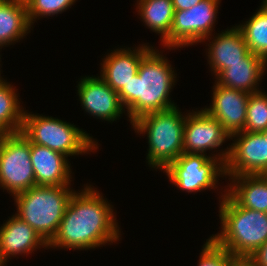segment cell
I'll return each mask as SVG.
<instances>
[{"label":"cell","instance_id":"1","mask_svg":"<svg viewBox=\"0 0 267 266\" xmlns=\"http://www.w3.org/2000/svg\"><path fill=\"white\" fill-rule=\"evenodd\" d=\"M102 196L91 185L75 191L48 249L87 250L118 241L121 234L114 209Z\"/></svg>","mask_w":267,"mask_h":266},{"label":"cell","instance_id":"2","mask_svg":"<svg viewBox=\"0 0 267 266\" xmlns=\"http://www.w3.org/2000/svg\"><path fill=\"white\" fill-rule=\"evenodd\" d=\"M152 48L140 61L136 74L119 92L130 123L151 112L176 107L169 98L177 78L168 59Z\"/></svg>","mask_w":267,"mask_h":266},{"label":"cell","instance_id":"3","mask_svg":"<svg viewBox=\"0 0 267 266\" xmlns=\"http://www.w3.org/2000/svg\"><path fill=\"white\" fill-rule=\"evenodd\" d=\"M221 192V232L211 238L232 256L249 257L267 241V213L240 206L227 192Z\"/></svg>","mask_w":267,"mask_h":266},{"label":"cell","instance_id":"4","mask_svg":"<svg viewBox=\"0 0 267 266\" xmlns=\"http://www.w3.org/2000/svg\"><path fill=\"white\" fill-rule=\"evenodd\" d=\"M70 186L35 185L14 195L18 217L28 223L49 244L75 190Z\"/></svg>","mask_w":267,"mask_h":266},{"label":"cell","instance_id":"5","mask_svg":"<svg viewBox=\"0 0 267 266\" xmlns=\"http://www.w3.org/2000/svg\"><path fill=\"white\" fill-rule=\"evenodd\" d=\"M178 107L142 115L132 126L137 134H147L148 165L164 170L183 153V136L186 114Z\"/></svg>","mask_w":267,"mask_h":266},{"label":"cell","instance_id":"6","mask_svg":"<svg viewBox=\"0 0 267 266\" xmlns=\"http://www.w3.org/2000/svg\"><path fill=\"white\" fill-rule=\"evenodd\" d=\"M30 143L45 146L65 156H75L98 149V142L75 125L58 118L24 111L20 132Z\"/></svg>","mask_w":267,"mask_h":266},{"label":"cell","instance_id":"7","mask_svg":"<svg viewBox=\"0 0 267 266\" xmlns=\"http://www.w3.org/2000/svg\"><path fill=\"white\" fill-rule=\"evenodd\" d=\"M224 151L213 156L183 152L163 173L166 172L173 185L188 193L217 188L218 177L225 176L230 148Z\"/></svg>","mask_w":267,"mask_h":266},{"label":"cell","instance_id":"8","mask_svg":"<svg viewBox=\"0 0 267 266\" xmlns=\"http://www.w3.org/2000/svg\"><path fill=\"white\" fill-rule=\"evenodd\" d=\"M30 142L21 134L0 136V188L12 196L36 185Z\"/></svg>","mask_w":267,"mask_h":266},{"label":"cell","instance_id":"9","mask_svg":"<svg viewBox=\"0 0 267 266\" xmlns=\"http://www.w3.org/2000/svg\"><path fill=\"white\" fill-rule=\"evenodd\" d=\"M221 0H202L188 10L174 12L171 30L167 35V47H188L211 37Z\"/></svg>","mask_w":267,"mask_h":266},{"label":"cell","instance_id":"10","mask_svg":"<svg viewBox=\"0 0 267 266\" xmlns=\"http://www.w3.org/2000/svg\"><path fill=\"white\" fill-rule=\"evenodd\" d=\"M234 143L225 163V177L267 175V139L262 133L241 131L230 136ZM236 137V138H235Z\"/></svg>","mask_w":267,"mask_h":266},{"label":"cell","instance_id":"11","mask_svg":"<svg viewBox=\"0 0 267 266\" xmlns=\"http://www.w3.org/2000/svg\"><path fill=\"white\" fill-rule=\"evenodd\" d=\"M229 138L223 126L204 109L186 115L183 152L207 154L206 151L219 149Z\"/></svg>","mask_w":267,"mask_h":266},{"label":"cell","instance_id":"12","mask_svg":"<svg viewBox=\"0 0 267 266\" xmlns=\"http://www.w3.org/2000/svg\"><path fill=\"white\" fill-rule=\"evenodd\" d=\"M81 106L98 119L116 121L125 110L118 92L114 91L101 77H83L77 85Z\"/></svg>","mask_w":267,"mask_h":266},{"label":"cell","instance_id":"13","mask_svg":"<svg viewBox=\"0 0 267 266\" xmlns=\"http://www.w3.org/2000/svg\"><path fill=\"white\" fill-rule=\"evenodd\" d=\"M212 95V104L204 110L214 117L230 136L244 131L250 94L215 81Z\"/></svg>","mask_w":267,"mask_h":266},{"label":"cell","instance_id":"14","mask_svg":"<svg viewBox=\"0 0 267 266\" xmlns=\"http://www.w3.org/2000/svg\"><path fill=\"white\" fill-rule=\"evenodd\" d=\"M137 48V49H135ZM131 48H120L107 54L101 63L100 76L114 91L119 92L138 74L141 59L153 48L142 44Z\"/></svg>","mask_w":267,"mask_h":266},{"label":"cell","instance_id":"15","mask_svg":"<svg viewBox=\"0 0 267 266\" xmlns=\"http://www.w3.org/2000/svg\"><path fill=\"white\" fill-rule=\"evenodd\" d=\"M41 247L48 248V244L16 214L0 227V258L5 264L11 256L28 255Z\"/></svg>","mask_w":267,"mask_h":266},{"label":"cell","instance_id":"16","mask_svg":"<svg viewBox=\"0 0 267 266\" xmlns=\"http://www.w3.org/2000/svg\"><path fill=\"white\" fill-rule=\"evenodd\" d=\"M31 162L36 185L69 186L71 169L68 157L48 147L30 143Z\"/></svg>","mask_w":267,"mask_h":266},{"label":"cell","instance_id":"17","mask_svg":"<svg viewBox=\"0 0 267 266\" xmlns=\"http://www.w3.org/2000/svg\"><path fill=\"white\" fill-rule=\"evenodd\" d=\"M217 35L212 41L209 40L210 37L205 38L209 41L207 61L215 76L230 67V64L241 62L250 52L241 31L236 26Z\"/></svg>","mask_w":267,"mask_h":266},{"label":"cell","instance_id":"18","mask_svg":"<svg viewBox=\"0 0 267 266\" xmlns=\"http://www.w3.org/2000/svg\"><path fill=\"white\" fill-rule=\"evenodd\" d=\"M267 62L249 52L241 62L230 64L216 76V82L223 86L243 92H259V82L266 72ZM258 84V85H257Z\"/></svg>","mask_w":267,"mask_h":266},{"label":"cell","instance_id":"19","mask_svg":"<svg viewBox=\"0 0 267 266\" xmlns=\"http://www.w3.org/2000/svg\"><path fill=\"white\" fill-rule=\"evenodd\" d=\"M226 192L242 207L267 211V175H240L229 178Z\"/></svg>","mask_w":267,"mask_h":266},{"label":"cell","instance_id":"20","mask_svg":"<svg viewBox=\"0 0 267 266\" xmlns=\"http://www.w3.org/2000/svg\"><path fill=\"white\" fill-rule=\"evenodd\" d=\"M25 0L0 2V47L14 44L30 32ZM29 31V32H28Z\"/></svg>","mask_w":267,"mask_h":266},{"label":"cell","instance_id":"21","mask_svg":"<svg viewBox=\"0 0 267 266\" xmlns=\"http://www.w3.org/2000/svg\"><path fill=\"white\" fill-rule=\"evenodd\" d=\"M137 10L144 25L160 34L161 44L167 48V35L174 17L172 0H137Z\"/></svg>","mask_w":267,"mask_h":266},{"label":"cell","instance_id":"22","mask_svg":"<svg viewBox=\"0 0 267 266\" xmlns=\"http://www.w3.org/2000/svg\"><path fill=\"white\" fill-rule=\"evenodd\" d=\"M9 82H0V132L2 134L20 133L24 109L20 106L18 94Z\"/></svg>","mask_w":267,"mask_h":266},{"label":"cell","instance_id":"23","mask_svg":"<svg viewBox=\"0 0 267 266\" xmlns=\"http://www.w3.org/2000/svg\"><path fill=\"white\" fill-rule=\"evenodd\" d=\"M236 27L241 31L250 52L267 62V7L261 5L248 21Z\"/></svg>","mask_w":267,"mask_h":266},{"label":"cell","instance_id":"24","mask_svg":"<svg viewBox=\"0 0 267 266\" xmlns=\"http://www.w3.org/2000/svg\"><path fill=\"white\" fill-rule=\"evenodd\" d=\"M263 90L249 95L244 131L261 133L267 129V94Z\"/></svg>","mask_w":267,"mask_h":266},{"label":"cell","instance_id":"25","mask_svg":"<svg viewBox=\"0 0 267 266\" xmlns=\"http://www.w3.org/2000/svg\"><path fill=\"white\" fill-rule=\"evenodd\" d=\"M27 6V17L30 25L37 18L54 16L71 8L76 0H25ZM40 16V17H39Z\"/></svg>","mask_w":267,"mask_h":266},{"label":"cell","instance_id":"26","mask_svg":"<svg viewBox=\"0 0 267 266\" xmlns=\"http://www.w3.org/2000/svg\"><path fill=\"white\" fill-rule=\"evenodd\" d=\"M231 259L232 255L210 237L200 252L198 266H229Z\"/></svg>","mask_w":267,"mask_h":266},{"label":"cell","instance_id":"27","mask_svg":"<svg viewBox=\"0 0 267 266\" xmlns=\"http://www.w3.org/2000/svg\"><path fill=\"white\" fill-rule=\"evenodd\" d=\"M257 266H267V241L257 248L250 256Z\"/></svg>","mask_w":267,"mask_h":266},{"label":"cell","instance_id":"28","mask_svg":"<svg viewBox=\"0 0 267 266\" xmlns=\"http://www.w3.org/2000/svg\"><path fill=\"white\" fill-rule=\"evenodd\" d=\"M202 0H172L174 10H188L191 7L197 5Z\"/></svg>","mask_w":267,"mask_h":266},{"label":"cell","instance_id":"29","mask_svg":"<svg viewBox=\"0 0 267 266\" xmlns=\"http://www.w3.org/2000/svg\"><path fill=\"white\" fill-rule=\"evenodd\" d=\"M229 266H257L251 258L247 256H232Z\"/></svg>","mask_w":267,"mask_h":266},{"label":"cell","instance_id":"30","mask_svg":"<svg viewBox=\"0 0 267 266\" xmlns=\"http://www.w3.org/2000/svg\"><path fill=\"white\" fill-rule=\"evenodd\" d=\"M263 135H264V137L267 139V129H265L263 132H261Z\"/></svg>","mask_w":267,"mask_h":266},{"label":"cell","instance_id":"31","mask_svg":"<svg viewBox=\"0 0 267 266\" xmlns=\"http://www.w3.org/2000/svg\"><path fill=\"white\" fill-rule=\"evenodd\" d=\"M261 3H262V6H266L267 7V0H263Z\"/></svg>","mask_w":267,"mask_h":266},{"label":"cell","instance_id":"32","mask_svg":"<svg viewBox=\"0 0 267 266\" xmlns=\"http://www.w3.org/2000/svg\"><path fill=\"white\" fill-rule=\"evenodd\" d=\"M0 49H2L1 47H0ZM0 59H1V57H0ZM1 61V60H0ZM1 65V64H0ZM1 72V71H0ZM2 81H5L4 79H3V77L1 78V73H0V82H2Z\"/></svg>","mask_w":267,"mask_h":266},{"label":"cell","instance_id":"33","mask_svg":"<svg viewBox=\"0 0 267 266\" xmlns=\"http://www.w3.org/2000/svg\"><path fill=\"white\" fill-rule=\"evenodd\" d=\"M6 264L2 261V259L0 258V266H5Z\"/></svg>","mask_w":267,"mask_h":266}]
</instances>
